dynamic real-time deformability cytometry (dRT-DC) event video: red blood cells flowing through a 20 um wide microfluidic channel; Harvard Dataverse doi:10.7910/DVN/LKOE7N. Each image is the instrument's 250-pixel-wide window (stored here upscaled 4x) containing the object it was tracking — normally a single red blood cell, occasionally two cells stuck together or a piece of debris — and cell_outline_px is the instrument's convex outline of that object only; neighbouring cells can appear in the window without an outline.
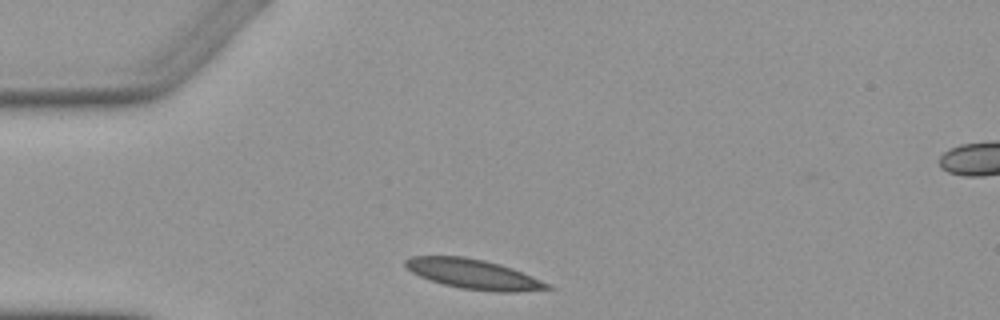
{"species": "Egyptian fruit bat (a non-hibernating species)", "species_latin": "Rousettus aegyptiacus", "temperature_condition": "warm", "stored_images_in_passage": 3, "camera_frame_rate_fps": 3000, "um_per_image_px": 0.085, "animal": {"sex": "female"}, "frame": {"image": 1, "passage_image": 1, "time_ms": 0.0, "image_size_px": [1000, 320], "cell_outline_px": [[556, 288], [516, 292], [496, 292], [460, 288], [444, 284], [420, 276], [412, 272], [404, 264], [404, 260], [412, 256], [464, 256], [484, 260], [500, 264], [512, 268], [552, 284]], "centroid_in_image_um": [40.3, 23.3], "position_along_channel_um": 44.7, "area_um2": 24.62}}